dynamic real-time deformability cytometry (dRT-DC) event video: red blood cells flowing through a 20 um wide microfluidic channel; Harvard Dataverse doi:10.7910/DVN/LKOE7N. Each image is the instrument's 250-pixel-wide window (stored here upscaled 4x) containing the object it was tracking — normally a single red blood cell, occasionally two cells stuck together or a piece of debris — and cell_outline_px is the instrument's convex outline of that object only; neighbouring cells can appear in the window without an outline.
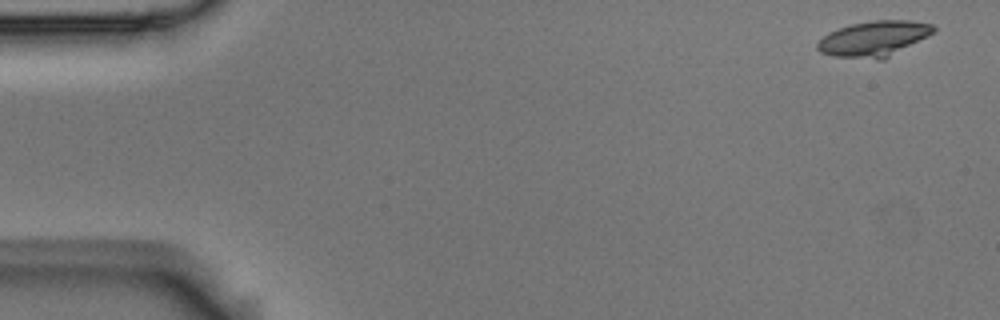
{"species": "Egyptian fruit bat (a non-hibernating species)", "species_latin": "Rousettus aegyptiacus", "temperature_condition": "room temperature", "stored_images_in_passage": 4, "camera_frame_rate_fps": 3000, "um_per_image_px": 0.085, "animal": {"sex": "male"}, "frame": {"image": 1, "passage_image": 1, "time_ms": 0.0, "image_size_px": [1000, 320], "cell_outline_px": [[936, 32], [884, 60], [876, 60], [832, 56], [820, 52], [816, 48], [816, 44], [828, 32], [852, 24], [872, 20], [912, 20], [932, 24], [936, 28]], "centroid_in_image_um": [74.31, 3.3], "position_along_channel_um": 10.7, "area_um2": 24.28}}
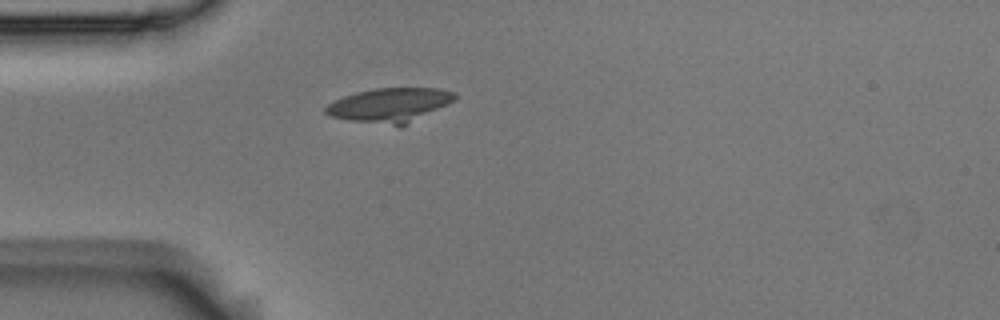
{"frame": {"image": 2, "passage_image": 4, "time_ms": 1.0, "image_size_px": [1000, 320], "cell_outline_px": [[456, 96], [448, 104], [400, 128], [352, 120], [332, 116], [324, 112], [324, 108], [328, 104], [344, 96], [356, 92], [376, 88], [440, 88], [456, 92]], "centroid_in_image_um": [33.15, 8.94], "position_along_channel_um": 51.8, "area_um2": 25.78}}